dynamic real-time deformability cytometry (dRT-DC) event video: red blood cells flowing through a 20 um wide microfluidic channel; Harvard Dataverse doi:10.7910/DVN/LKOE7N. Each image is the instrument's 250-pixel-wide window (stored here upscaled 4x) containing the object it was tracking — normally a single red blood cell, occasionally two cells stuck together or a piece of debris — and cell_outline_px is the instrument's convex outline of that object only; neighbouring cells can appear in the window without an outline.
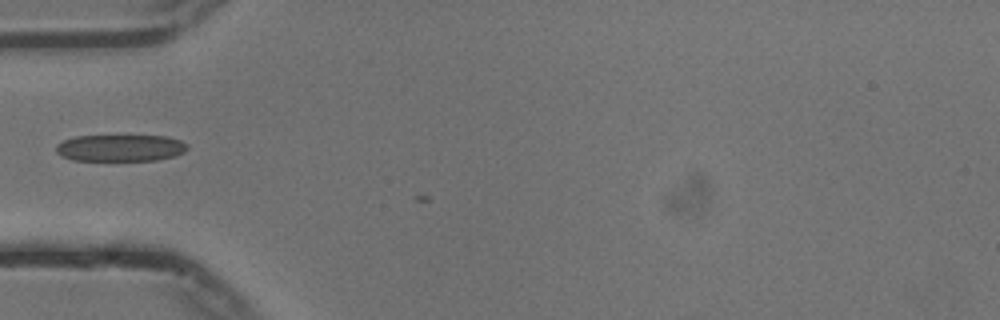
{"species": "common noctule bat (a hibernating species)", "species_latin": "Nyctalus noctula", "temperature_condition": "cold", "stored_images_in_passage": 6, "camera_frame_rate_fps": 3000, "um_per_image_px": 0.085, "animal": {"sex": "male", "body_mass_g": 13.3}, "frame": {"image": 1, "passage_image": 5, "time_ms": 1.333, "image_size_px": [1000, 320], "cell_outline_px": [[188, 148], [184, 152], [176, 156], [156, 160], [72, 160], [60, 156], [56, 152], [56, 144], [64, 140], [76, 136], [168, 136], [180, 140], [188, 144]], "centroid_in_image_um": [10.24, 12.57], "position_along_channel_um": 74.8, "area_um2": 20.58}}